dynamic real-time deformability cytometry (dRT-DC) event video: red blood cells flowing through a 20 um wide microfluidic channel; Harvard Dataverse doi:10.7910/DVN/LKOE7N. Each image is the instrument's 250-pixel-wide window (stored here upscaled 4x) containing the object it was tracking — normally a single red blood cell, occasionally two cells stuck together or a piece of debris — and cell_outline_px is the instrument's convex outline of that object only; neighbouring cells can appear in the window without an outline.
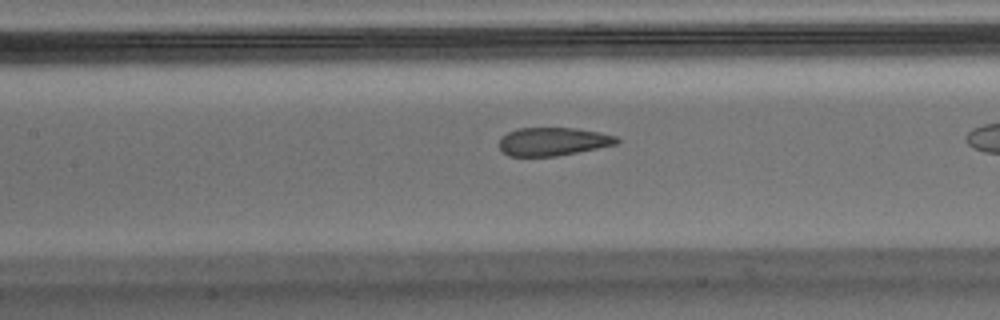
{"species": "Egyptian fruit bat (a non-hibernating species)", "species_latin": "Rousettus aegyptiacus", "temperature_condition": "warm", "stored_images_in_passage": 39, "camera_frame_rate_fps": 3000, "um_per_image_px": 0.085, "animal": {"sex": "male"}, "frame": {"image": 1, "passage_image": 20, "time_ms": 6.333, "image_size_px": [1000, 320], "cell_outline_px": [[620, 140], [616, 144], [556, 156], [508, 156], [500, 152], [500, 136], [516, 128], [576, 128], [600, 132], [616, 136]], "centroid_in_image_um": [46.95, 12.02], "position_along_channel_um": 160.4, "area_um2": 19.36}}